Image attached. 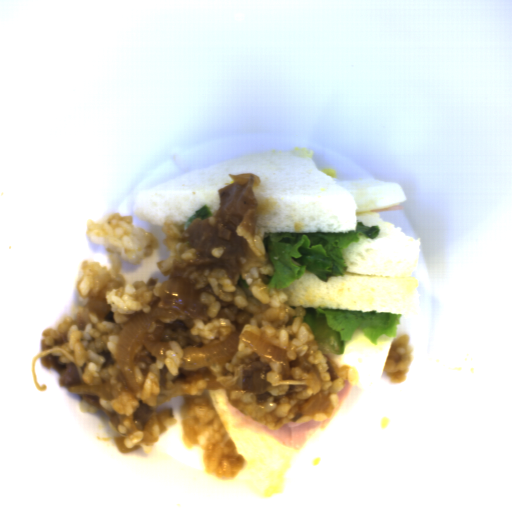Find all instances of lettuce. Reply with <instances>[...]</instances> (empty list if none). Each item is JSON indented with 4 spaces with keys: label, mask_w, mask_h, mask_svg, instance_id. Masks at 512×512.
<instances>
[{
    "label": "lettuce",
    "mask_w": 512,
    "mask_h": 512,
    "mask_svg": "<svg viewBox=\"0 0 512 512\" xmlns=\"http://www.w3.org/2000/svg\"><path fill=\"white\" fill-rule=\"evenodd\" d=\"M379 225L366 226L358 221L352 231L277 232L261 238L266 256L273 268L268 285L286 288L310 271L323 282L329 276H345L347 267L342 250L360 241L359 235L376 239Z\"/></svg>",
    "instance_id": "obj_1"
},
{
    "label": "lettuce",
    "mask_w": 512,
    "mask_h": 512,
    "mask_svg": "<svg viewBox=\"0 0 512 512\" xmlns=\"http://www.w3.org/2000/svg\"><path fill=\"white\" fill-rule=\"evenodd\" d=\"M214 216L209 205H203L200 209H198L188 220L184 222V226L187 228L195 219H207Z\"/></svg>",
    "instance_id": "obj_3"
},
{
    "label": "lettuce",
    "mask_w": 512,
    "mask_h": 512,
    "mask_svg": "<svg viewBox=\"0 0 512 512\" xmlns=\"http://www.w3.org/2000/svg\"><path fill=\"white\" fill-rule=\"evenodd\" d=\"M303 321L313 331L322 354L343 355L348 341L360 330L373 344L381 335L396 337L402 314L363 310L306 308Z\"/></svg>",
    "instance_id": "obj_2"
}]
</instances>
